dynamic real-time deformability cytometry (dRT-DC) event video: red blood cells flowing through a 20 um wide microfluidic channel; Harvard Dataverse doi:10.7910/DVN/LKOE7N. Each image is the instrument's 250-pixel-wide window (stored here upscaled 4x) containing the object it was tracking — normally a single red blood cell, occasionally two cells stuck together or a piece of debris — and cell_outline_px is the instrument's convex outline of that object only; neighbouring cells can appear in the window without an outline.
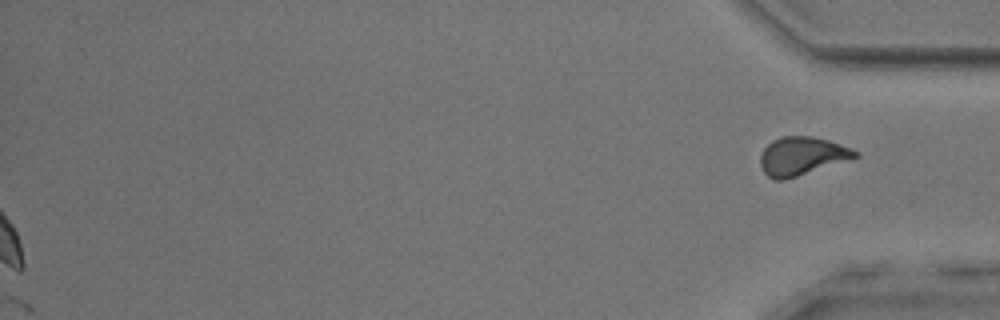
{"species": "common noctule bat (a hibernating species)", "species_latin": "Nyctalus noctula", "temperature_condition": "room temperature", "stored_images_in_passage": 39, "segment_of_instrument_passage": [2, 2], "camera_frame_rate_fps": 3000, "um_per_image_px": 0.085, "animal": {"sex": "male", "body_mass_g": 17.9, "forearm_length_mm": 54.2}, "frame": {"image": 1, "passage_image": 39, "time_ms": 12.667, "image_size_px": [1000, 320], "cell_outline_px": [[860, 156], [784, 180], [776, 180], [768, 176], [764, 172], [760, 164], [760, 156], [764, 148], [772, 140], [784, 136], [812, 136], [828, 140], [860, 152]], "centroid_in_image_um": [68.14, 13.26], "position_along_channel_um": 367.1, "area_um2": 20.92}}